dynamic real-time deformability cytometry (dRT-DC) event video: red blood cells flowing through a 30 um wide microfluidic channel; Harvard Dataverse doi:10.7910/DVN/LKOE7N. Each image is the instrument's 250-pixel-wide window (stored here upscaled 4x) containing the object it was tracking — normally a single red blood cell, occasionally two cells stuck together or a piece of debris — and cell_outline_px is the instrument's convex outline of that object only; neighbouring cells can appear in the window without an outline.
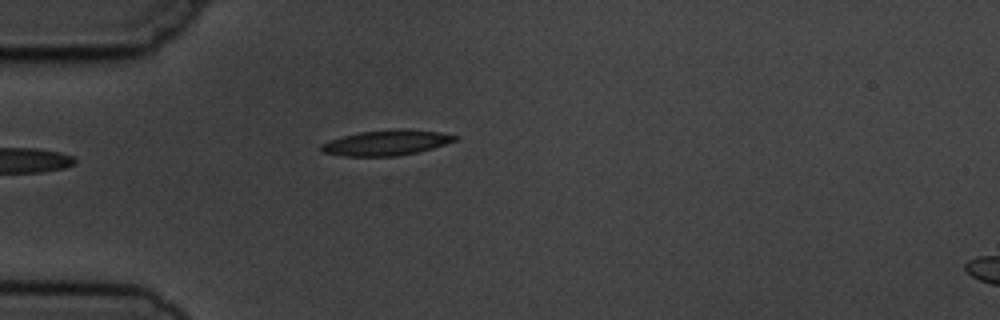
{"species": "common noctule bat (a hibernating species)", "species_latin": "Nyctalus noctula", "temperature_condition": "cold", "stored_images_in_passage": 3, "segment_of_instrument_passage": [1, 2], "camera_frame_rate_fps": 3000, "um_per_image_px": 0.085, "animal": {"sex": "male", "body_mass_g": 19.5, "forearm_length_mm": 54.6}, "frame": {"image": 1, "passage_image": 2, "time_ms": 1.333, "image_size_px": [1000, 320], "cell_outline_px": [[460, 136], [456, 140], [432, 148], [416, 152], [396, 156], [344, 156], [324, 152], [320, 148], [320, 144], [344, 136], [360, 132], [396, 128], [404, 128], [440, 132]], "centroid_in_image_um": [32.87, 12.12], "position_along_channel_um": 52.1, "area_um2": 19.59}}